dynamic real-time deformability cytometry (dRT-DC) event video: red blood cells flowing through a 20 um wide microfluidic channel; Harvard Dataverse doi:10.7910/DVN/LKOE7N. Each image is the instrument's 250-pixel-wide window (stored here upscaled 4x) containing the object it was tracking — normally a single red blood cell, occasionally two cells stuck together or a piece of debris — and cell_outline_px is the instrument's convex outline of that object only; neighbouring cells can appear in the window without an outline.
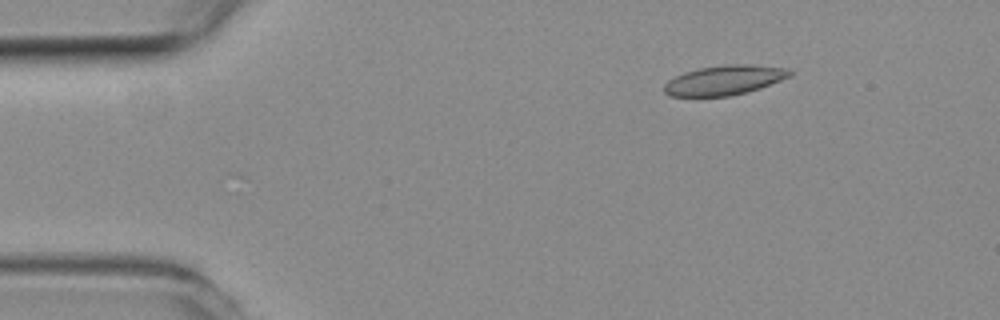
{"species": "common noctule bat (a hibernating species)", "species_latin": "Nyctalus noctula", "temperature_condition": "room temperature", "stored_images_in_passage": 33, "camera_frame_rate_fps": 3000, "um_per_image_px": 0.085, "animal": {"sex": "female", "body_mass_g": 19.3, "forearm_length_mm": 54.1}, "frame": {"image": 1, "passage_image": 2, "time_ms": 0.333, "image_size_px": [1000, 320], "cell_outline_px": [[792, 76], [760, 88], [748, 92], [728, 96], [668, 96], [664, 92], [664, 84], [668, 80], [684, 72], [700, 68], [724, 64], [752, 64], [788, 68], [792, 72]], "centroid_in_image_um": [61.59, 6.81], "position_along_channel_um": 23.4, "area_um2": 21.85}}
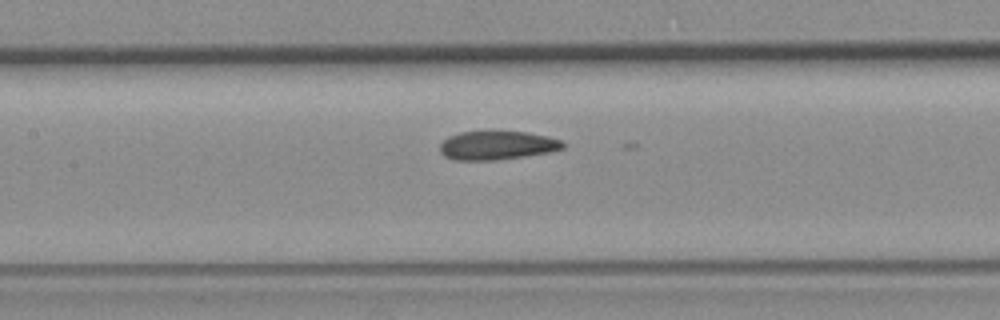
{"frame": {"image": 2, "passage_image": 19, "time_ms": 6.0, "image_size_px": [1000, 320], "cell_outline_px": [[568, 144], [564, 148], [548, 152], [496, 160], [456, 160], [444, 156], [440, 152], [440, 144], [448, 136], [460, 132], [488, 128], [492, 128], [524, 132], [548, 136], [560, 140]], "centroid_in_image_um": [42.23, 12.3], "position_along_channel_um": 165.2, "area_um2": 21.39}}
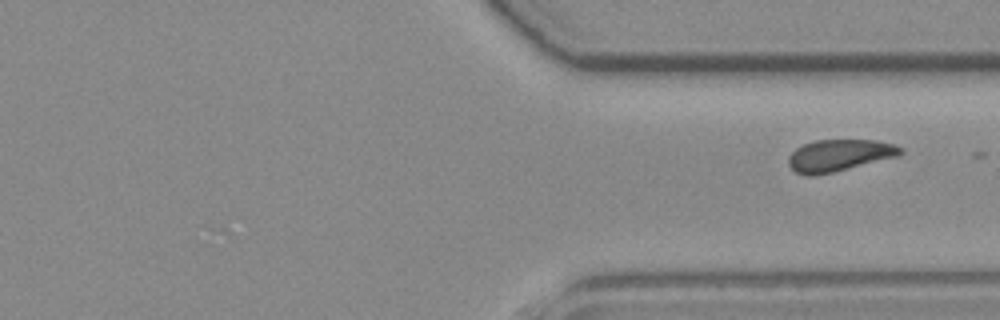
{"frame": {"image": 3, "passage_image": 33, "time_ms": 10.667, "image_size_px": [1000, 320], "cell_outline_px": [[904, 152], [900, 156], [832, 172], [812, 176], [808, 176], [796, 172], [788, 164], [788, 156], [796, 148], [804, 144], [816, 140], [876, 140], [896, 144], [904, 148]], "centroid_in_image_um": [71.38, 13.19], "position_along_channel_um": 340.0, "area_um2": 20.87}}